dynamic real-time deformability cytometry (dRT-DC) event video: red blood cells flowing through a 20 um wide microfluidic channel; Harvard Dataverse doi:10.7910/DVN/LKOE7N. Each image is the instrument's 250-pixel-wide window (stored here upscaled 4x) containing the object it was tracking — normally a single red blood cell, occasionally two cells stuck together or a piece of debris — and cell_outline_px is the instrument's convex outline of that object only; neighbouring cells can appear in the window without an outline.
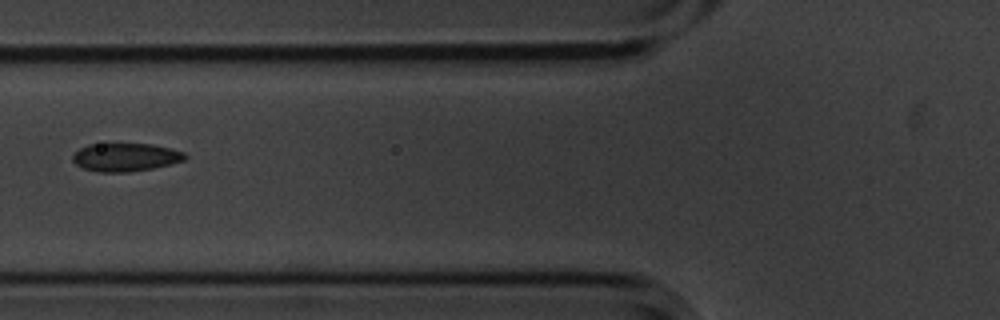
{"species": "common noctule bat (a hibernating species)", "species_latin": "Nyctalus noctula", "temperature_condition": "cold", "stored_images_in_passage": 6, "camera_frame_rate_fps": 3000, "um_per_image_px": 0.085, "animal": {"sex": "male", "body_mass_g": 20.1, "forearm_length_mm": 53.5}, "frame": {"image": 1, "passage_image": 6, "time_ms": 1.667, "image_size_px": [1000, 320], "cell_outline_px": [[188, 156], [184, 160], [152, 168], [128, 172], [96, 172], [84, 168], [76, 164], [72, 160], [72, 156], [80, 148], [88, 144], [152, 144], [184, 152]], "centroid_in_image_um": [10.64, 13.36], "position_along_channel_um": 115.2, "area_um2": 18.26}}